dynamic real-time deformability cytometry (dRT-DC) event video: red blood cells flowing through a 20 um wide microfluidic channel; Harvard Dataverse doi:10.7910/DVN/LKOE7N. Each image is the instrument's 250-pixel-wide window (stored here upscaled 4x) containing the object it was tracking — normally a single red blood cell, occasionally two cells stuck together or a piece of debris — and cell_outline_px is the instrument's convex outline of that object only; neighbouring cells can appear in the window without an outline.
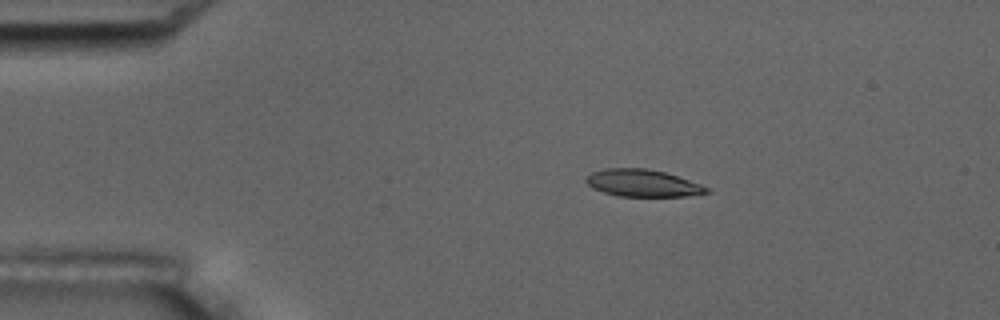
{"species": "common noctule bat (a hibernating species)", "species_latin": "Nyctalus noctula", "temperature_condition": "room temperature", "stored_images_in_passage": 51, "camera_frame_rate_fps": 3000, "um_per_image_px": 0.085, "animal": {"sex": "male", "body_mass_g": 17.5, "forearm_length_mm": 52.3}, "frame": {"image": 1, "passage_image": 6, "time_ms": 1.667, "image_size_px": [1000, 320], "cell_outline_px": [[708, 192], [684, 196], [620, 196], [604, 192], [592, 188], [584, 180], [592, 172], [604, 168], [644, 168], [664, 172], [700, 184], [708, 188]], "centroid_in_image_um": [54.57, 15.56], "position_along_channel_um": 30.4, "area_um2": 18.73}}
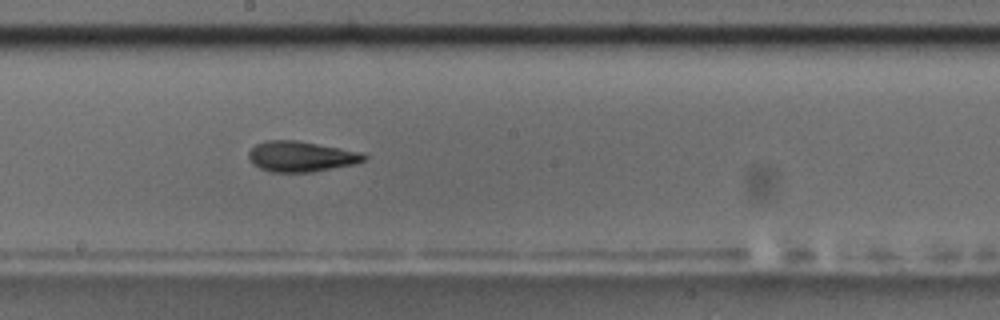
{"frame": {"image": 2, "passage_image": 26, "time_ms": 8.333, "image_size_px": [1000, 320], "cell_outline_px": [[368, 156], [364, 160], [352, 164], [312, 172], [272, 172], [260, 168], [252, 164], [248, 156], [248, 152], [256, 144], [268, 140], [296, 140], [364, 152]], "centroid_in_image_um": [25.58, 13.29], "position_along_channel_um": 222.6, "area_um2": 20.46}}
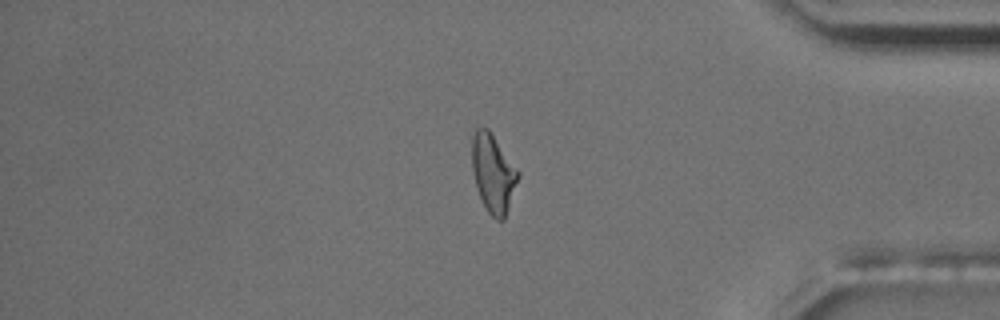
{"frame": {"image": 3, "passage_image": 42, "time_ms": 13.667, "image_size_px": [1000, 320], "cell_outline_px": [[520, 176], [504, 220], [496, 220], [488, 212], [480, 196], [476, 184], [472, 168], [472, 136], [476, 128], [488, 128], [520, 172]], "centroid_in_image_um": [41.93, 14.72], "position_along_channel_um": 393.3, "area_um2": 20.87}, "authors_computed_cell_mechanics": {"area_um2": 20.3456, "velocity_mm_per_s": 3.6767, "shape_relaxation_time_tau1_ms": 5.3407, "shape_relaxation_time_tau2_ms": 2.215, "deformation_change_tau1": 0.1877, "deformation_change_tau2": 0.0889}}